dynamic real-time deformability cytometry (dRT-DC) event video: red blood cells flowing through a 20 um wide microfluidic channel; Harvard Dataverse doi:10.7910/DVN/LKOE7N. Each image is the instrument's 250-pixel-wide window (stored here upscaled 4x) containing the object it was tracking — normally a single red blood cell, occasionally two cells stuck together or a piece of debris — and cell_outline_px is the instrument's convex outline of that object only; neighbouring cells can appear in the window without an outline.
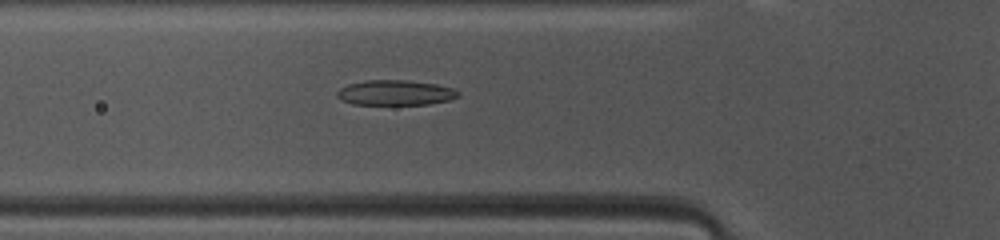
{"species": "common noctule bat (a hibernating species)", "species_latin": "Nyctalus noctula", "temperature_condition": "warm", "stored_images_in_passage": 46, "camera_frame_rate_fps": 3000, "um_per_image_px": 0.085, "animal": {"sex": "female", "body_mass_g": 10.0, "forearm_length_mm": 53.1}, "frame": {"image": 1, "passage_image": 14, "time_ms": 4.333, "image_size_px": [1000, 240], "cell_outline_px": [[460, 96], [448, 100], [428, 104], [352, 104], [340, 100], [336, 96], [336, 92], [340, 88], [348, 84], [364, 80], [404, 80], [436, 84], [452, 88], [460, 92]], "centroid_in_image_um": [33.57, 7.88], "position_along_channel_um": 92.2, "area_um2": 17.74}}
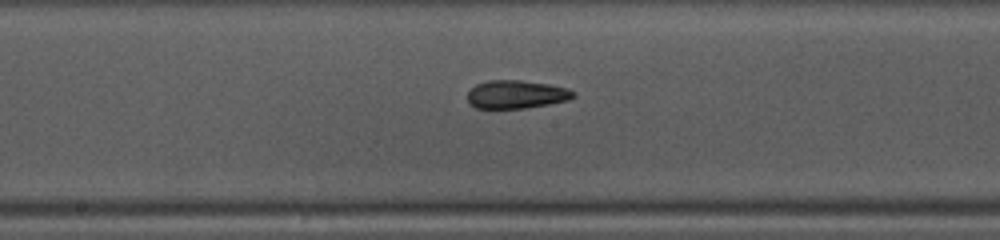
{"frame": {"image": 2, "passage_image": 22, "time_ms": 7.0, "image_size_px": [1000, 240], "cell_outline_px": [[576, 96], [568, 100], [548, 104], [524, 108], [476, 108], [468, 100], [468, 92], [476, 84], [488, 80], [520, 80], [548, 84], [568, 88], [576, 92]], "centroid_in_image_um": [43.91, 8.01], "position_along_channel_um": 204.3, "area_um2": 17.34}}
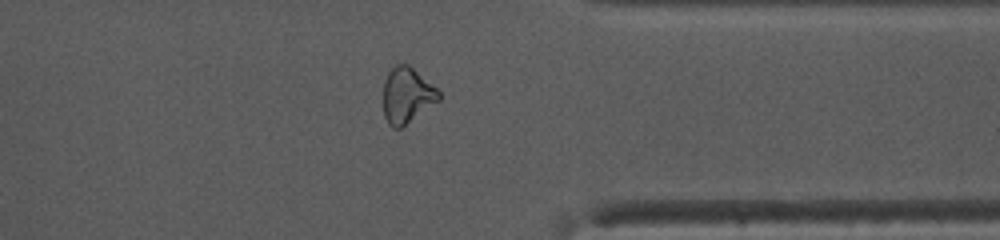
{"frame": {"image": 3, "passage_image": 35, "time_ms": 11.333, "image_size_px": [1000, 240], "cell_outline_px": [[440, 100], [400, 128], [392, 128], [388, 124], [384, 116], [384, 80], [388, 72], [396, 64], [408, 64], [436, 88], [440, 92]], "centroid_in_image_um": [34.58, 8.1], "position_along_channel_um": 376.8, "area_um2": 17.8}, "authors_computed_cell_mechanics": {"area_um2": 18.5538, "velocity_mm_per_s": 4.1759, "shape_relaxation_time_tau1_ms": 6.8854, "shape_relaxation_time_tau2_ms": 3.001, "deformation_change_tau1": 0.1984, "deformation_change_tau2": 0.1112}}